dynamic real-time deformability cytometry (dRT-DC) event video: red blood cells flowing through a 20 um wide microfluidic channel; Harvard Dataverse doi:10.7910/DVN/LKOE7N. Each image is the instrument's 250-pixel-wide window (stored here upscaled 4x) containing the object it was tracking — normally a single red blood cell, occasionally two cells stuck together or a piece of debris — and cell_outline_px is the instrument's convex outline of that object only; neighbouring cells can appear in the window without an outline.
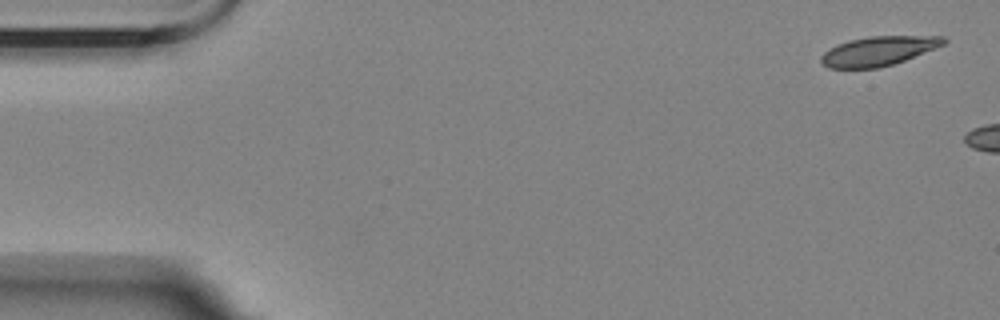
{"species": "Egyptian fruit bat (a non-hibernating species)", "species_latin": "Rousettus aegyptiacus", "temperature_condition": "room temperature", "stored_images_in_passage": 6, "camera_frame_rate_fps": 3000, "um_per_image_px": 0.085, "animal": {"sex": "female"}, "frame": {"image": 1, "passage_image": 1, "time_ms": 0.0, "image_size_px": [1000, 320], "cell_outline_px": [[948, 40], [944, 44], [904, 60], [892, 64], [876, 68], [828, 68], [820, 64], [820, 56], [828, 48], [836, 44], [848, 40], [868, 36], [944, 36]], "centroid_in_image_um": [74.59, 4.33], "position_along_channel_um": 10.4, "area_um2": 20.98}}